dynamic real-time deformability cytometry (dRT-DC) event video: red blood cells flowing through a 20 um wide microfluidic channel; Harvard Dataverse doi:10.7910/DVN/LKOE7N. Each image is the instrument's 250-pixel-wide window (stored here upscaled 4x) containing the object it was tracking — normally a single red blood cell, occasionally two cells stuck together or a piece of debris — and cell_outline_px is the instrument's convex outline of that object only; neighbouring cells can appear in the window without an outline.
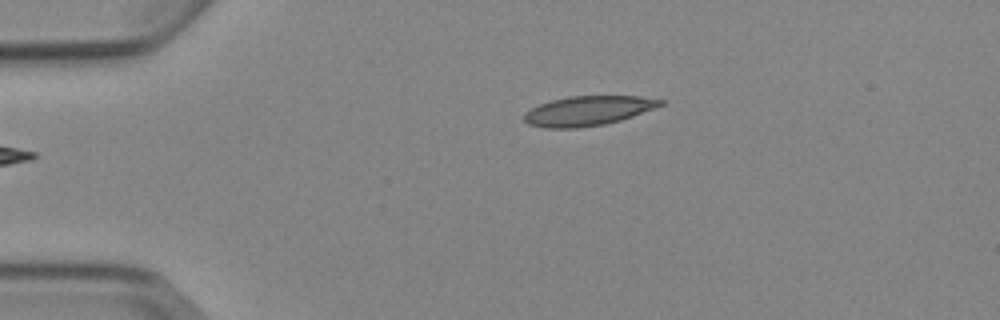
{"species": "Egyptian fruit bat (a non-hibernating species)", "species_latin": "Rousettus aegyptiacus", "temperature_condition": "cold", "stored_images_in_passage": 3, "camera_frame_rate_fps": 3000, "um_per_image_px": 0.085, "animal": {"sex": "female"}, "frame": {"image": 1, "passage_image": 3, "time_ms": 3.333, "image_size_px": [1000, 320], "cell_outline_px": [[664, 104], [632, 116], [620, 120], [604, 124], [576, 128], [544, 128], [528, 124], [524, 120], [524, 112], [540, 104], [552, 100], [568, 96], [640, 96], [664, 100]], "centroid_in_image_um": [49.95, 9.41], "position_along_channel_um": 35.0, "area_um2": 23.35}}